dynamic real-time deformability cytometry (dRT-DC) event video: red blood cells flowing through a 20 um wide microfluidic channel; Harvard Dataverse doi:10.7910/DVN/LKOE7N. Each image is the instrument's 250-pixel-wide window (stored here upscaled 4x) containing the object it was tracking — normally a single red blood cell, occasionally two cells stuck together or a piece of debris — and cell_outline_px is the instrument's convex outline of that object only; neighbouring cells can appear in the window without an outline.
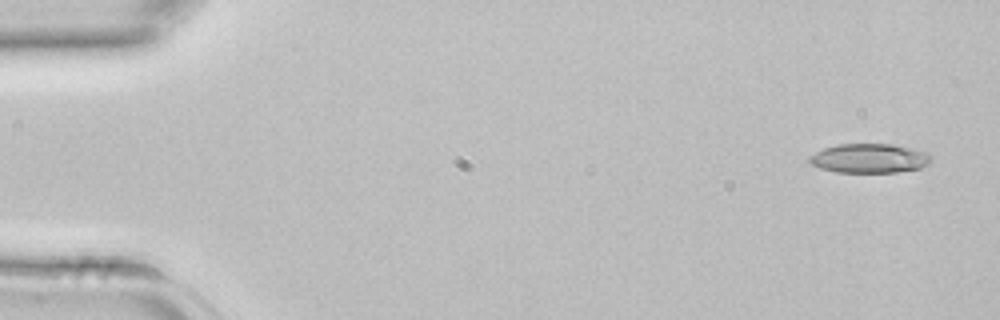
{"species": "common noctule bat (a hibernating species)", "species_latin": "Nyctalus noctula", "temperature_condition": "room temperature", "stored_images_in_passage": 3, "camera_frame_rate_fps": 3000, "um_per_image_px": 0.085, "animal": {"sex": "female", "body_mass_g": 22.7, "forearm_length_mm": 54.2}, "frame": {"image": 1, "passage_image": 1, "time_ms": 0.0, "image_size_px": [1000, 320], "cell_outline_px": [[932, 160], [928, 164], [920, 168], [896, 172], [836, 172], [820, 168], [812, 164], [808, 160], [808, 156], [824, 148], [836, 144], [892, 144], [916, 148], [928, 152]], "centroid_in_image_um": [73.92, 13.45], "position_along_channel_um": 11.1, "area_um2": 20.92}}
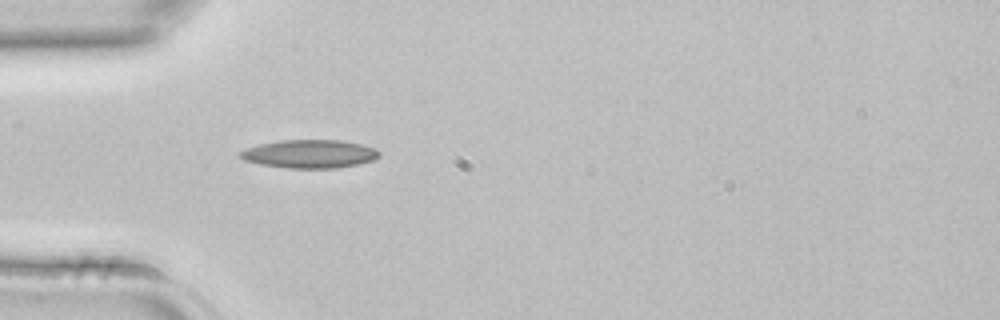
{"frame": {"image": 2, "passage_image": 3, "time_ms": 0.667, "image_size_px": [1000, 320], "cell_outline_px": [[380, 156], [372, 160], [360, 164], [336, 168], [288, 168], [260, 164], [244, 160], [236, 152], [244, 148], [260, 144], [284, 140], [340, 140], [360, 144], [372, 148], [380, 152]], "centroid_in_image_um": [26.28, 13.08], "position_along_channel_um": 58.7, "area_um2": 22.89}}